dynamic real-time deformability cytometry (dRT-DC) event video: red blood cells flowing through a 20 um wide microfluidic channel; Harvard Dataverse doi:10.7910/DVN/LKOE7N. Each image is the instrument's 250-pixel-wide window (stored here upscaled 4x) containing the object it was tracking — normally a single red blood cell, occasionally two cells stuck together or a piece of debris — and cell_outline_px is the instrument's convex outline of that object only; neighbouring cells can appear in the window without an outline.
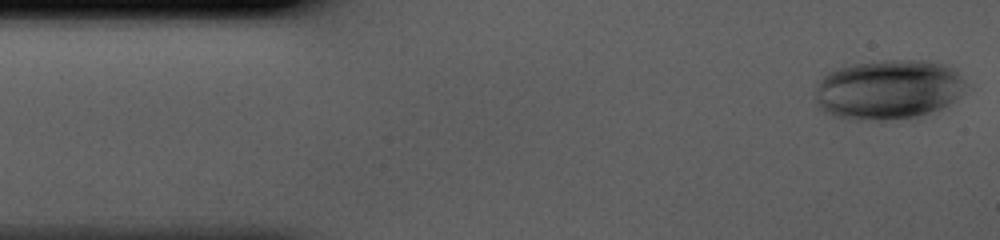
{"species": "human", "species_latin": "Homo sapiens", "temperature_condition": "cold", "stored_images_in_passage": 42, "camera_frame_rate_fps": 3000, "um_per_image_px": 0.085, "donor": {"sex": "male"}, "frame": {"image": 1, "passage_image": 1, "time_ms": 0.0, "image_size_px": [1000, 240], "cell_outline_px": [[964, 92], [956, 100], [916, 120], [880, 124], [852, 120], [832, 116], [824, 112], [816, 104], [816, 84], [832, 68], [852, 64], [884, 60], [928, 60], [944, 64], [956, 72], [964, 80]], "centroid_in_image_um": [75.48, 7.69], "position_along_channel_um": 9.5, "area_um2": 54.45}}
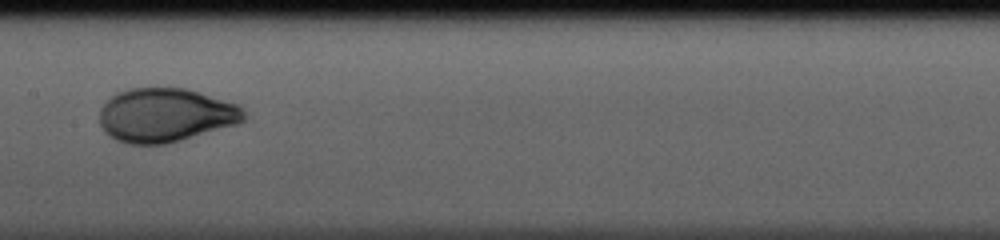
{"frame": {"image": 2, "passage_image": 20, "time_ms": 6.333, "image_size_px": [1000, 240], "cell_outline_px": [[248, 116], [244, 120], [236, 124], [180, 140], [164, 144], [128, 144], [116, 140], [104, 132], [100, 124], [100, 108], [116, 92], [128, 88], [188, 88], [240, 104], [244, 108]], "centroid_in_image_um": [14.09, 9.77], "position_along_channel_um": 193.3, "area_um2": 45.66}}
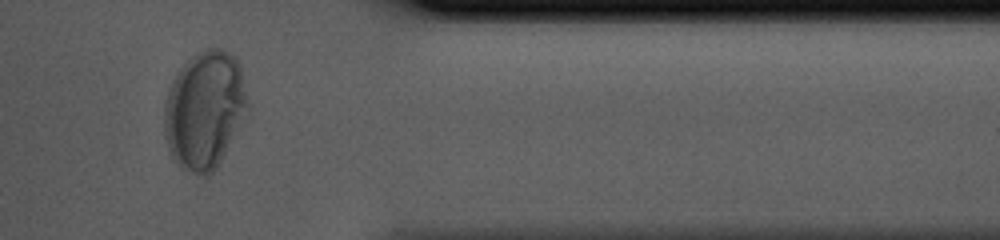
{"frame": {"image": 3, "passage_image": 35, "time_ms": 11.333, "image_size_px": [1000, 240], "cell_outline_px": [[248, 108], [216, 168], [208, 176], [204, 176], [180, 168], [172, 160], [164, 136], [164, 108], [168, 92], [172, 80], [180, 68], [196, 52], [208, 48], [224, 48], [236, 56], [240, 64], [248, 104]], "centroid_in_image_um": [17.36, 9.32], "position_along_channel_um": 394.0, "area_um2": 57.22}}